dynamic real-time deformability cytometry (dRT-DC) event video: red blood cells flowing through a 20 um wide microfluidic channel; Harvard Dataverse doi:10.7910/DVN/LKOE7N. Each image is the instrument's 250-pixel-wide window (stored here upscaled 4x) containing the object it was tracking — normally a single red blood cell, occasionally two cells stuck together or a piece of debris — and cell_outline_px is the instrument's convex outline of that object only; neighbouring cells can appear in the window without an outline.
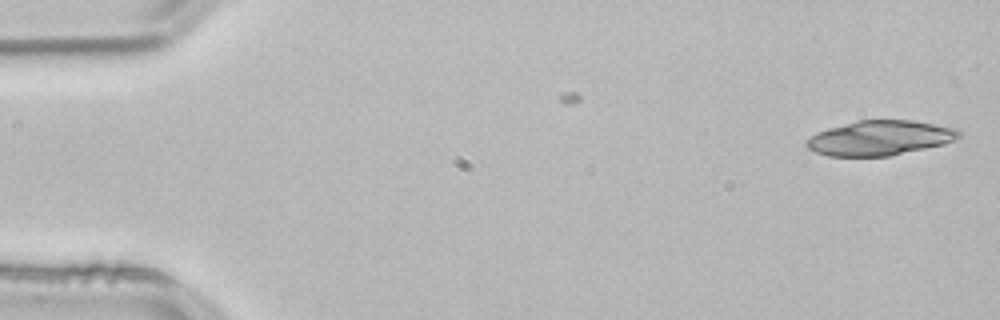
{"species": "common noctule bat (a hibernating species)", "species_latin": "Nyctalus noctula", "temperature_condition": "room temperature", "stored_images_in_passage": 6, "camera_frame_rate_fps": 3000, "um_per_image_px": 0.085, "animal": {"sex": "male", "body_mass_g": 21.5, "forearm_length_mm": 52.0}, "frame": {"image": 1, "passage_image": 1, "time_ms": 0.0, "image_size_px": [1000, 320], "cell_outline_px": [[960, 136], [944, 144], [892, 156], [828, 156], [816, 152], [808, 148], [804, 144], [804, 140], [828, 128], [860, 120], [912, 120], [956, 128], [960, 132]], "centroid_in_image_um": [74.78, 11.73], "position_along_channel_um": 10.2, "area_um2": 30.75}}